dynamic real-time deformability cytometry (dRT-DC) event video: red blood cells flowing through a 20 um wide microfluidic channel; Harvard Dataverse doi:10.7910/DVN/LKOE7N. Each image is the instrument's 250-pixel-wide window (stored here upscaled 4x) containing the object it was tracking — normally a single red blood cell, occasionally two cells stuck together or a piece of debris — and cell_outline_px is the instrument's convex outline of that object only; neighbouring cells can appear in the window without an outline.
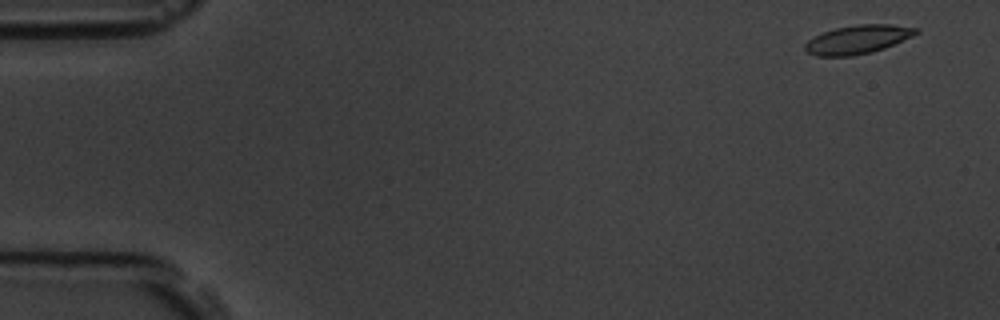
{"species": "common noctule bat (a hibernating species)", "species_latin": "Nyctalus noctula", "temperature_condition": "room temperature", "stored_images_in_passage": 5, "camera_frame_rate_fps": 3000, "um_per_image_px": 0.085, "animal": {"sex": "male", "body_mass_g": 19.5, "forearm_length_mm": 54.6}, "frame": {"image": 1, "passage_image": 1, "time_ms": 0.0, "image_size_px": [1000, 320], "cell_outline_px": [[920, 32], [912, 36], [884, 48], [872, 52], [852, 56], [816, 56], [808, 52], [804, 48], [804, 44], [808, 40], [824, 32], [836, 28], [856, 24], [892, 24], [920, 28]], "centroid_in_image_um": [72.93, 3.35], "position_along_channel_um": 12.1, "area_um2": 18.5}}
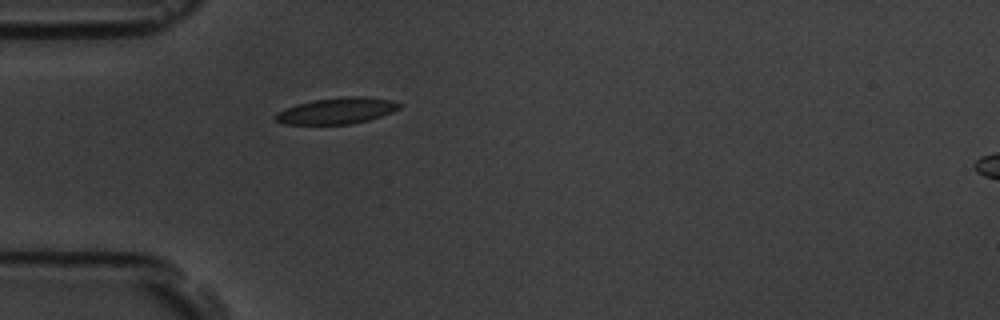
{"frame": {"image": 2, "passage_image": 5, "time_ms": 1.333, "image_size_px": [1000, 320], "cell_outline_px": [[400, 108], [392, 112], [368, 120], [352, 124], [284, 124], [276, 120], [272, 116], [276, 112], [296, 104], [312, 100], [344, 96], [364, 96], [392, 100], [400, 104]], "centroid_in_image_um": [28.6, 9.41], "position_along_channel_um": 56.4, "area_um2": 19.02}}